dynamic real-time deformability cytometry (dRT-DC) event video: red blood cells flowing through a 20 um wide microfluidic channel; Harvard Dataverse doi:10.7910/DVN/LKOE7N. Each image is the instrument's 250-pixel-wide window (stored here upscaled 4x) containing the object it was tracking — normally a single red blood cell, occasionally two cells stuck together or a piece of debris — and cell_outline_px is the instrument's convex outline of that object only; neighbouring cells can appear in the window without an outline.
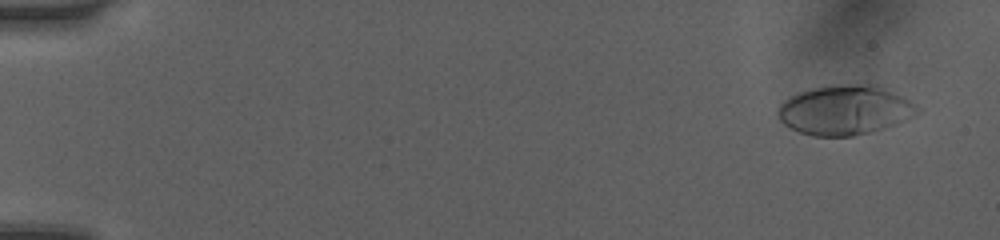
{"species": "human", "species_latin": "Homo sapiens", "temperature_condition": "room temperature", "stored_images_in_passage": 6, "camera_frame_rate_fps": 3000, "um_per_image_px": 0.085, "donor": {"sex": "female"}, "frame": {"image": 1, "passage_image": 1, "time_ms": 0.0, "image_size_px": [1000, 240], "cell_outline_px": [[920, 112], [908, 120], [872, 132], [852, 136], [812, 136], [800, 132], [784, 124], [776, 116], [776, 108], [788, 96], [812, 88], [840, 84], [876, 84], [916, 104], [920, 108]], "centroid_in_image_um": [71.8, 9.36], "position_along_channel_um": 13.2, "area_um2": 40.58}}
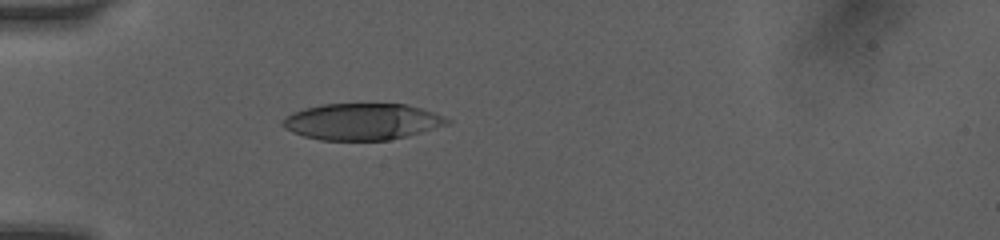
{"frame": {"image": 2, "passage_image": 6, "time_ms": 4.333, "image_size_px": [1000, 240], "cell_outline_px": [[452, 120], [448, 124], [408, 136], [388, 140], [320, 140], [304, 136], [292, 132], [284, 128], [280, 124], [280, 120], [292, 112], [304, 108], [320, 104], [404, 104], [424, 108], [444, 116]], "centroid_in_image_um": [30.76, 10.33], "position_along_channel_um": 54.2, "area_um2": 35.26}}